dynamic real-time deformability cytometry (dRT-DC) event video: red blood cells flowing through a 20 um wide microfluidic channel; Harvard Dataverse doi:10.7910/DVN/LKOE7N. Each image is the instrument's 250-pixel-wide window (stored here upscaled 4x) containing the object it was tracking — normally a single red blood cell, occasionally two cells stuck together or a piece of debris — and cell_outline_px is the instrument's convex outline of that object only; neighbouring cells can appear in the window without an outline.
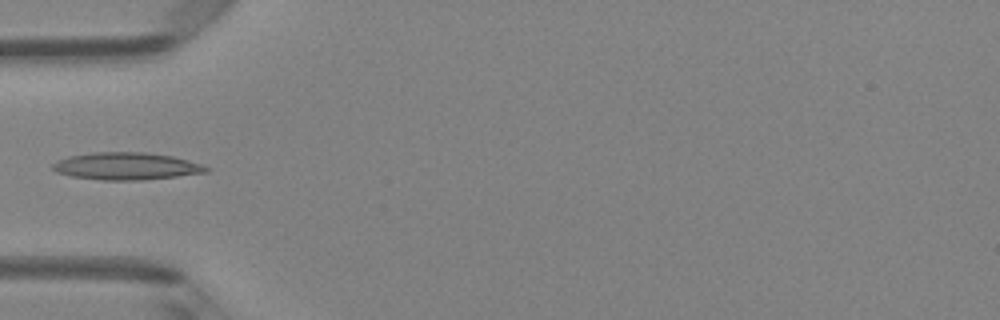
{"species": "Egyptian fruit bat (a non-hibernating species)", "species_latin": "Rousettus aegyptiacus", "temperature_condition": "room temperature", "stored_images_in_passage": 6, "camera_frame_rate_fps": 3000, "um_per_image_px": 0.085, "animal": {"sex": "female"}, "frame": {"image": 1, "passage_image": 6, "time_ms": 5.667, "image_size_px": [1000, 320], "cell_outline_px": [[212, 168], [208, 172], [176, 176], [140, 180], [100, 180], [72, 176], [56, 172], [52, 168], [52, 164], [68, 156], [92, 152], [144, 152], [172, 156], [188, 160]], "centroid_in_image_um": [10.74, 14.12], "position_along_channel_um": 74.3, "area_um2": 24.33}}